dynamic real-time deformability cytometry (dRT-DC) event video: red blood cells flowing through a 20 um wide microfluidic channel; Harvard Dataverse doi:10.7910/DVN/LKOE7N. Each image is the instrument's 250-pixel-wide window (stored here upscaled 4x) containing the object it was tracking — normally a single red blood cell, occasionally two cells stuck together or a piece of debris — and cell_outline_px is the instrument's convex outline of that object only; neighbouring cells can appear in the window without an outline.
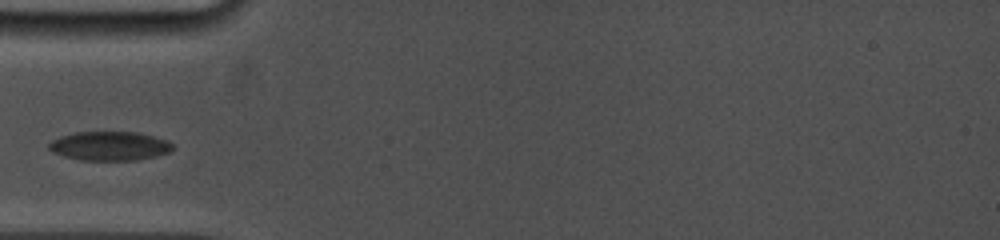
{"species": "common noctule bat (a hibernating species)", "species_latin": "Nyctalus noctula", "temperature_condition": "cold", "stored_images_in_passage": 1, "camera_frame_rate_fps": 5000, "um_per_image_px": 0.085, "animal": {"sex": "female", "body_mass_g": 19.0, "forearm_length_mm": 53.3}, "frame": {"image": 1, "passage_image": 1, "time_ms": 0.0, "image_size_px": [1000, 240], "cell_outline_px": [[176, 148], [172, 152], [156, 156], [136, 160], [80, 160], [64, 156], [52, 152], [48, 148], [48, 144], [52, 140], [60, 136], [76, 132], [136, 132], [168, 140]], "centroid_in_image_um": [9.34, 12.41], "position_along_channel_um": 75.7, "area_um2": 21.1}}